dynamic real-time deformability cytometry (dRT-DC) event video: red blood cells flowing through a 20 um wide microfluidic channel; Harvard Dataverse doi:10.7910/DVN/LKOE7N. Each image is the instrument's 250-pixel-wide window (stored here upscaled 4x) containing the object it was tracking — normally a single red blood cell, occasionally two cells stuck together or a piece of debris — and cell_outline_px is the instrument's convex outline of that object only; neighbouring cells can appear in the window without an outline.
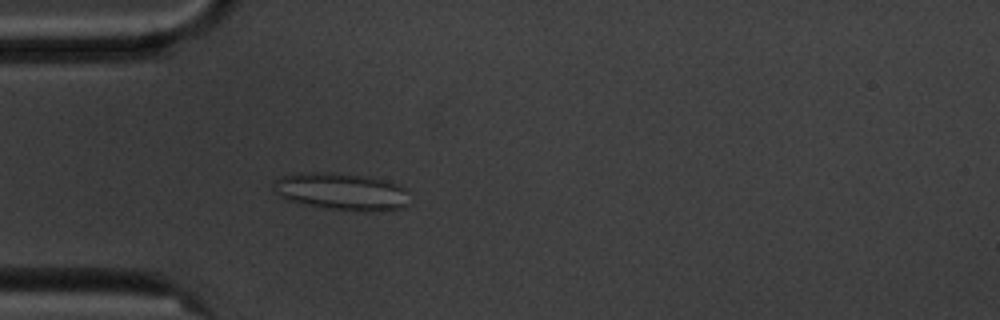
{"species": "common noctule bat (a hibernating species)", "species_latin": "Nyctalus noctula", "temperature_condition": "cold", "stored_images_in_passage": 5, "camera_frame_rate_fps": 3000, "um_per_image_px": 0.085, "animal": {"sex": "male", "body_mass_g": 20.1, "forearm_length_mm": 53.5}, "frame": {"image": 1, "passage_image": 5, "time_ms": 4.667, "image_size_px": [1000, 320], "cell_outline_px": [[408, 204], [404, 208], [372, 212], [328, 208], [304, 204], [288, 200], [272, 192], [272, 188], [276, 180], [284, 176], [300, 172], [336, 172], [368, 176], [384, 180], [396, 184], [404, 188]], "centroid_in_image_um": [29.0, 16.27], "position_along_channel_um": 56.0, "area_um2": 29.54}}